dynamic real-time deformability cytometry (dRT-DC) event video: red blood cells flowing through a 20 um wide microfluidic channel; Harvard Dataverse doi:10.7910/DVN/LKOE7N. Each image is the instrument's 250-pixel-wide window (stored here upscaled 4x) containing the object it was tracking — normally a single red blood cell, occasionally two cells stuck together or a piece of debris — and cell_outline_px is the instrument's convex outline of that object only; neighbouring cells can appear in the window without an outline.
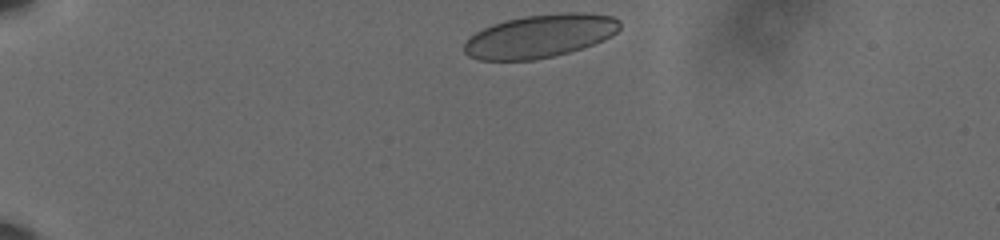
{"species": "human", "species_latin": "Homo sapiens", "temperature_condition": "cold", "stored_images_in_passage": 39, "camera_frame_rate_fps": 3000, "um_per_image_px": 0.085, "donor": {"sex": "male"}, "frame": {"image": 1, "passage_image": 1, "time_ms": 0.0, "image_size_px": [1000, 240], "cell_outline_px": [[620, 28], [612, 36], [604, 40], [568, 52], [536, 60], [480, 60], [468, 56], [464, 52], [464, 44], [476, 32], [492, 24], [504, 20], [524, 16], [564, 12], [584, 12], [612, 16], [620, 20]], "centroid_in_image_um": [45.91, 3.05], "position_along_channel_um": 39.1, "area_um2": 39.13}}
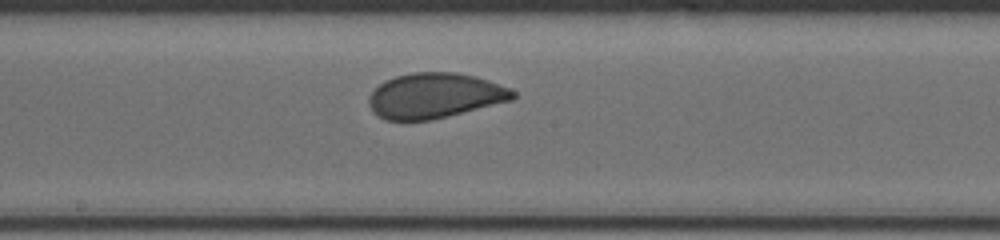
{"frame": {"image": 2, "passage_image": 21, "time_ms": 6.667, "image_size_px": [1000, 240], "cell_outline_px": [[516, 96], [512, 100], [432, 120], [384, 120], [372, 112], [368, 104], [368, 96], [384, 80], [396, 76], [412, 72], [456, 72], [476, 76], [512, 88], [516, 92]], "centroid_in_image_um": [36.95, 8.13], "position_along_channel_um": 211.2, "area_um2": 38.21}}
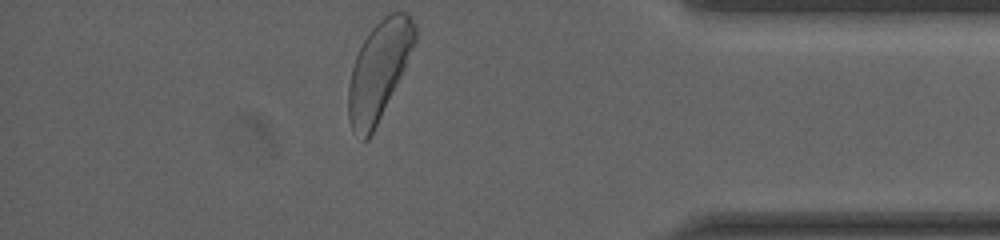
{"frame": {"image": 3, "passage_image": 39, "time_ms": 12.667, "image_size_px": [1000, 240], "cell_outline_px": [[416, 40], [404, 68], [368, 140], [364, 140], [352, 132], [348, 116], [348, 84], [352, 68], [356, 56], [368, 32], [384, 16], [392, 12], [404, 12], [412, 16], [416, 24]], "centroid_in_image_um": [32.19, 5.96], "position_along_channel_um": 403.0, "area_um2": 37.34}, "authors_computed_cell_mechanics": {"area_um2": 38.3214, "velocity_mm_per_s": 3.5836, "shape_relaxation_time_tau1_ms": 2.7874, "shape_relaxation_time_tau2_ms": null, "deformation_change_tau1": 0.0909, "deformation_change_tau2": null}}